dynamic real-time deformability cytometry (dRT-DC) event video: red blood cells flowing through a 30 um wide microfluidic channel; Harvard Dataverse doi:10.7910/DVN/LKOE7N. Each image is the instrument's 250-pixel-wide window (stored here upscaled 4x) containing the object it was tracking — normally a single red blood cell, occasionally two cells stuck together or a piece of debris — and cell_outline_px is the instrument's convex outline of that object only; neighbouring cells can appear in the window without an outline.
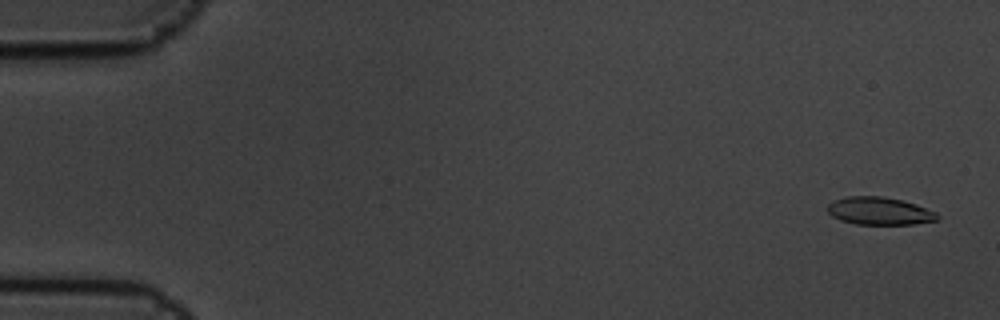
{"species": "common noctule bat (a hibernating species)", "species_latin": "Nyctalus noctula", "temperature_condition": "cold", "stored_images_in_passage": 7, "camera_frame_rate_fps": 3000, "um_per_image_px": 0.085, "animal": {"sex": "male", "body_mass_g": 19.5, "forearm_length_mm": 54.6}, "frame": {"image": 1, "passage_image": 1, "time_ms": 0.0, "image_size_px": [1000, 320], "cell_outline_px": [[940, 216], [936, 220], [912, 224], [856, 224], [840, 220], [832, 216], [828, 212], [828, 204], [836, 200], [848, 196], [884, 196], [916, 204], [936, 212]], "centroid_in_image_um": [74.75, 17.93], "position_along_channel_um": 10.2, "area_um2": 17.57}}
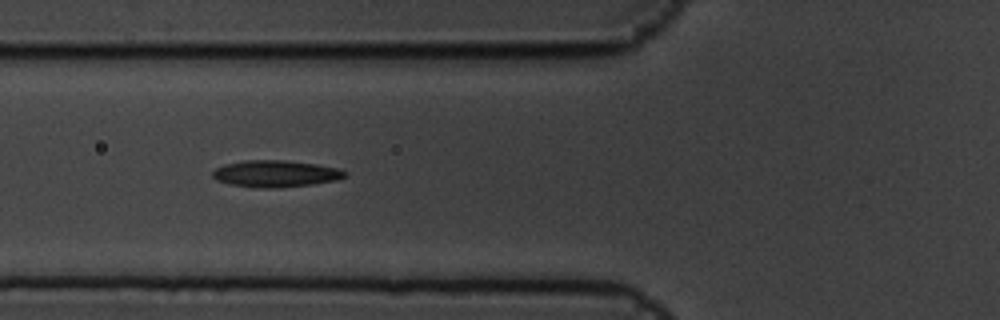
{"frame": {"image": 2, "passage_image": 6, "time_ms": 1.667, "image_size_px": [1000, 320], "cell_outline_px": [[348, 176], [336, 180], [312, 184], [280, 188], [260, 188], [232, 184], [216, 180], [212, 176], [212, 172], [216, 168], [224, 164], [244, 160], [284, 160], [316, 164], [340, 168], [348, 172]], "centroid_in_image_um": [23.46, 14.76], "position_along_channel_um": 102.3, "area_um2": 20.75}}
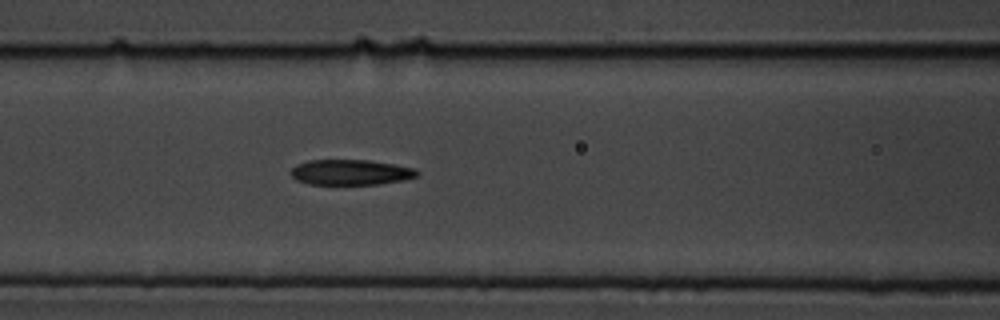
{"frame": {"image": 3, "passage_image": 7, "time_ms": 2.0, "image_size_px": [1000, 320], "cell_outline_px": [[420, 172], [416, 176], [404, 180], [380, 184], [308, 184], [296, 180], [288, 172], [296, 164], [308, 160], [368, 160], [416, 168]], "centroid_in_image_um": [29.78, 14.64], "position_along_channel_um": 136.8, "area_um2": 18.79}}